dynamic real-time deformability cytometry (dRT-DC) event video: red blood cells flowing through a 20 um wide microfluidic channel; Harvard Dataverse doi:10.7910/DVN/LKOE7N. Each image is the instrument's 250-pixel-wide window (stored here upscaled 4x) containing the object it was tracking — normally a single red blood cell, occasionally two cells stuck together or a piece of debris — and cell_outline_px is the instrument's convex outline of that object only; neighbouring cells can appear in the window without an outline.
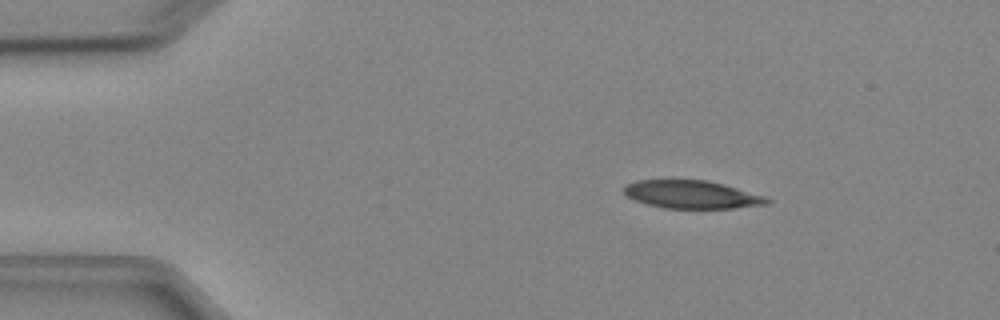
{"species": "Egyptian fruit bat (a non-hibernating species)", "species_latin": "Rousettus aegyptiacus", "temperature_condition": "cold", "stored_images_in_passage": 4, "camera_frame_rate_fps": 3000, "um_per_image_px": 0.085, "animal": {"sex": "female"}, "frame": {"image": 1, "passage_image": 2, "time_ms": 1.333, "image_size_px": [1000, 320], "cell_outline_px": [[772, 200], [768, 204], [732, 208], [664, 208], [648, 204], [636, 200], [628, 196], [624, 192], [624, 184], [636, 180], [708, 180], [724, 184], [764, 196]], "centroid_in_image_um": [58.8, 16.52], "position_along_channel_um": 26.2, "area_um2": 23.18}}